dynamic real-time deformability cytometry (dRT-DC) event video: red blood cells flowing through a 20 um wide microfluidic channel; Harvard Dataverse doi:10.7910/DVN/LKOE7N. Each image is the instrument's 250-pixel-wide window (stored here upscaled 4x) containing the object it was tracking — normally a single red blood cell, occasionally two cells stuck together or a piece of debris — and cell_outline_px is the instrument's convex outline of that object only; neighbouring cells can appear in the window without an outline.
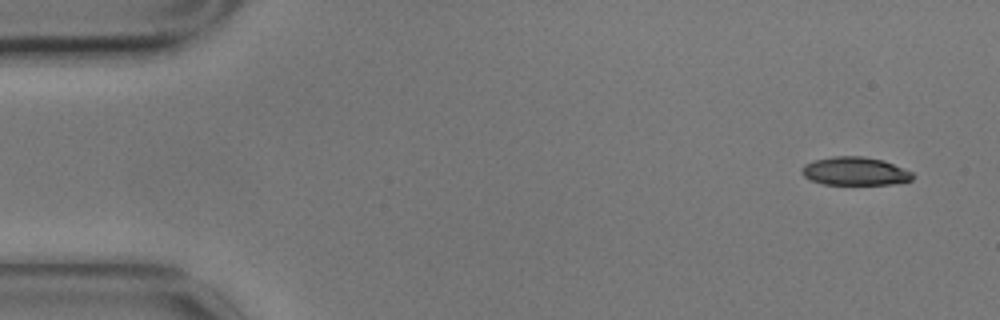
{"species": "common noctule bat (a hibernating species)", "species_latin": "Nyctalus noctula", "temperature_condition": "cold", "stored_images_in_passage": 5, "camera_frame_rate_fps": 3000, "um_per_image_px": 0.085, "animal": {"sex": "male", "body_mass_g": 17.9}, "frame": {"image": 1, "passage_image": 1, "time_ms": 0.0, "image_size_px": [1000, 320], "cell_outline_px": [[912, 180], [892, 184], [824, 184], [812, 180], [804, 176], [800, 172], [800, 168], [804, 164], [816, 160], [832, 156], [864, 156], [884, 160], [912, 172]], "centroid_in_image_um": [72.65, 14.54], "position_along_channel_um": 12.4, "area_um2": 18.21}}
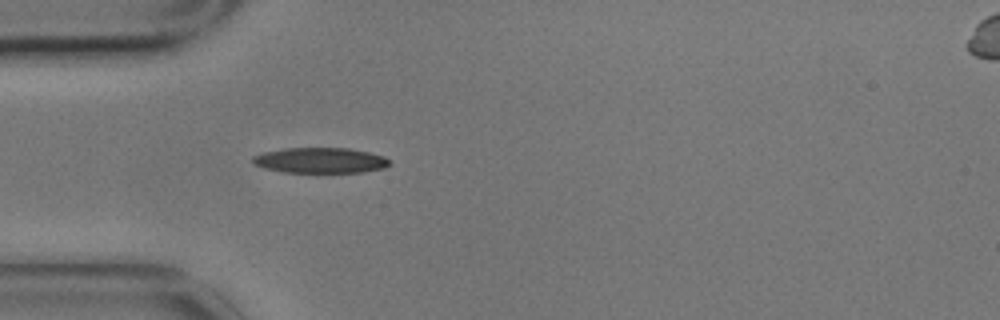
{"frame": {"image": 2, "passage_image": 5, "time_ms": 1.333, "image_size_px": [1000, 320], "cell_outline_px": [[392, 164], [384, 168], [364, 172], [284, 172], [264, 168], [252, 164], [252, 156], [264, 152], [284, 148], [348, 148], [368, 152], [384, 156]], "centroid_in_image_um": [27.21, 13.63], "position_along_channel_um": 57.8, "area_um2": 20.35}}